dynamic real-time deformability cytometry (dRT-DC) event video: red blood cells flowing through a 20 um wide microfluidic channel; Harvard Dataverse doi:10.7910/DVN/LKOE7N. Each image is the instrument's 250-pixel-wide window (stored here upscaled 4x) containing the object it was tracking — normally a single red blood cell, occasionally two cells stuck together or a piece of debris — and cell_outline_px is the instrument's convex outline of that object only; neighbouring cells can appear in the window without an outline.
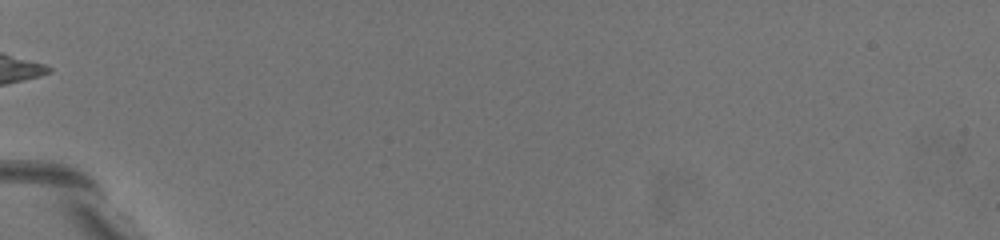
{"species": "common noctule bat (a hibernating species)", "species_latin": "Nyctalus noctula", "temperature_condition": "warm", "stored_images_in_passage": 3, "camera_frame_rate_fps": 3000, "um_per_image_px": 0.085, "animal": {"sex": "female", "body_mass_g": 19.5, "forearm_length_mm": 54.1}, "frame": {"image": 1, "passage_image": 1, "time_ms": 0.0, "image_size_px": [1000, 240], "cell_outline_px": [[180, 212], [172, 212], [164, 208], [120, 168], [116, 164], [108, 148], [112, 140], [120, 140], [136, 148], [160, 176], [180, 204]], "centroid_in_image_um": [12.17, 14.8], "position_along_channel_um": 72.8, "area_um2": 13.53}}